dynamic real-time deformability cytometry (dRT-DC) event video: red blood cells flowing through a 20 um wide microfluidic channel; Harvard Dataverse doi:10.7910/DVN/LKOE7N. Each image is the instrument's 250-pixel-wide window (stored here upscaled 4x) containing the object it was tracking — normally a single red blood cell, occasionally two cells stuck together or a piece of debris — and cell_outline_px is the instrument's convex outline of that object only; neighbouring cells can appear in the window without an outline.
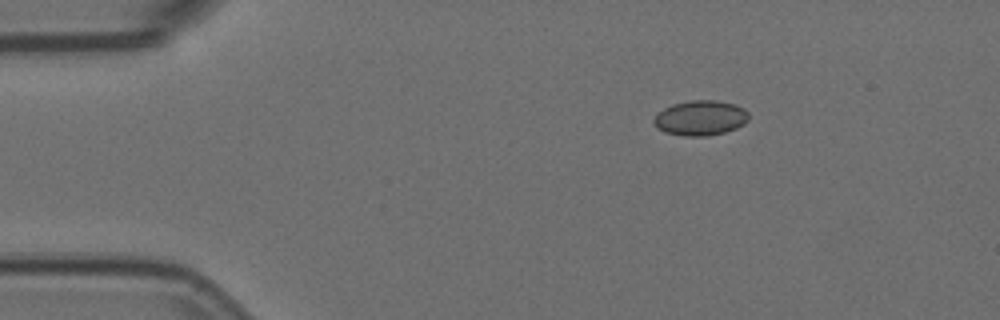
{"species": "Egyptian fruit bat (a non-hibernating species)", "species_latin": "Rousettus aegyptiacus", "temperature_condition": "room temperature", "stored_images_in_passage": 49, "camera_frame_rate_fps": 3000, "um_per_image_px": 0.085, "animal": {"sex": "female"}, "frame": {"image": 1, "passage_image": 1, "time_ms": 0.0, "image_size_px": [1000, 320], "cell_outline_px": [[748, 120], [744, 124], [736, 128], [724, 132], [708, 136], [684, 136], [664, 132], [656, 128], [652, 120], [656, 112], [672, 104], [688, 100], [716, 100], [736, 104], [744, 108], [748, 112]], "centroid_in_image_um": [59.51, 10.02], "position_along_channel_um": 25.5, "area_um2": 19.71}}
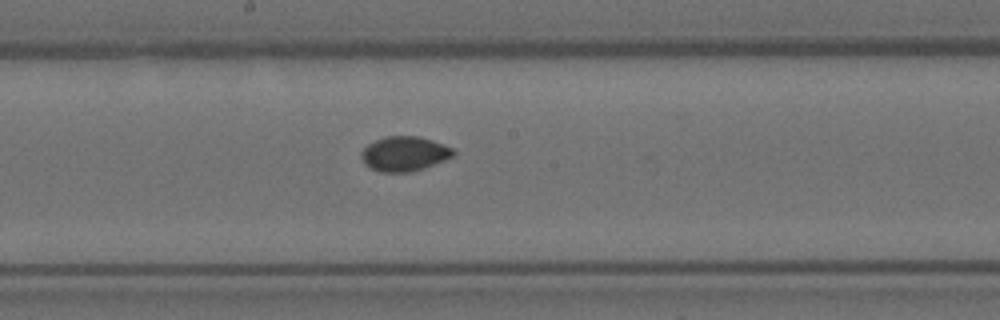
{"frame": {"image": 2, "passage_image": 22, "time_ms": 7.0, "image_size_px": [1000, 320], "cell_outline_px": [[456, 156], [408, 172], [380, 172], [372, 168], [360, 156], [360, 152], [368, 144], [384, 136], [420, 136], [444, 144], [452, 148], [456, 152]], "centroid_in_image_um": [34.39, 13.04], "position_along_channel_um": 213.8, "area_um2": 18.38}}
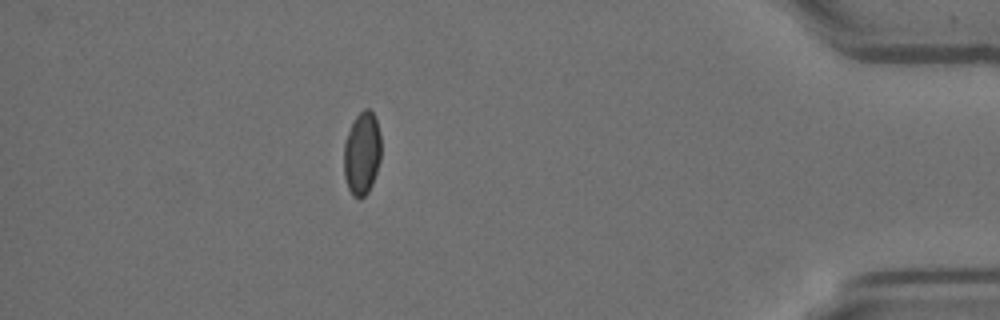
{"frame": {"image": 3, "passage_image": 42, "time_ms": 13.667, "image_size_px": [1000, 320], "cell_outline_px": [[380, 160], [372, 184], [368, 192], [364, 196], [352, 196], [348, 188], [344, 176], [344, 144], [348, 132], [356, 116], [364, 108], [368, 108], [372, 112], [376, 120], [380, 132]], "centroid_in_image_um": [30.76, 13.03], "position_along_channel_um": 404.4, "area_um2": 17.86}, "authors_computed_cell_mechanics": {"area_um2": 18.3804, "velocity_mm_per_s": 3.5957, "shape_relaxation_time_tau1_ms": null, "shape_relaxation_time_tau2_ms": 3.6703, "deformation_change_tau1": null, "deformation_change_tau2": 0.0321}}